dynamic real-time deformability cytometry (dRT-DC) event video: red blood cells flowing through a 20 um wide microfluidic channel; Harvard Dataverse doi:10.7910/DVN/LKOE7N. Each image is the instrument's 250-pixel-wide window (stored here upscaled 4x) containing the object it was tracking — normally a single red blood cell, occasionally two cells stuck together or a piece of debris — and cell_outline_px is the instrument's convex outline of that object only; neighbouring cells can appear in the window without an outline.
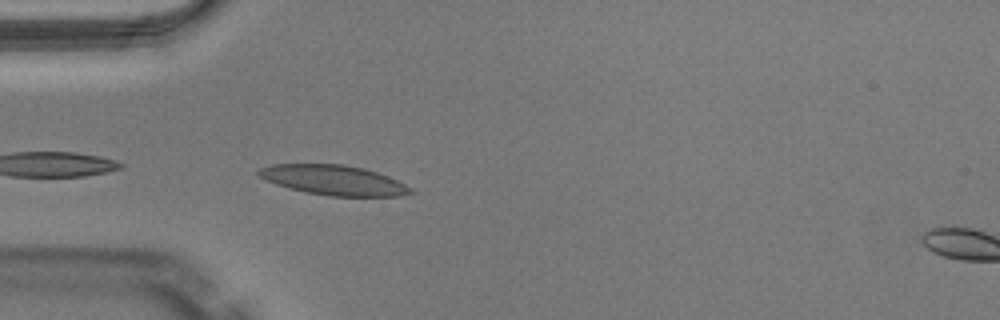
{"species": "Egyptian fruit bat (a non-hibernating species)", "species_latin": "Rousettus aegyptiacus", "temperature_condition": "warm", "stored_images_in_passage": 5, "camera_frame_rate_fps": 3000, "um_per_image_px": 0.085, "animal": {"sex": "male"}, "frame": {"image": 1, "passage_image": 1, "time_ms": 0.0, "image_size_px": [1000, 320], "cell_outline_px": [[416, 192], [404, 196], [328, 196], [304, 192], [288, 188], [276, 184], [260, 176], [256, 172], [260, 168], [272, 164], [344, 164], [364, 168], [388, 176], [412, 188]], "centroid_in_image_um": [28.39, 15.31], "position_along_channel_um": 56.6, "area_um2": 26.53}}